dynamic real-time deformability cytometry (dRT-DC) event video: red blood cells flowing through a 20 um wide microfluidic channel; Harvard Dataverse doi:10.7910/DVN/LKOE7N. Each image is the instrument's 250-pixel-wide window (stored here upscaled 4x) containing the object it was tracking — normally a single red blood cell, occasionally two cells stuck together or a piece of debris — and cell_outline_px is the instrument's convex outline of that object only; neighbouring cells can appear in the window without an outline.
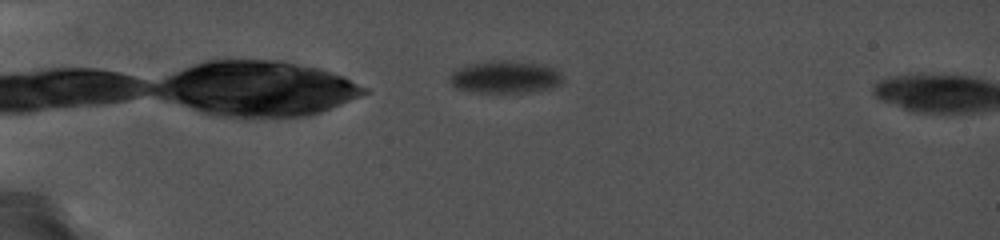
{"species": "common noctule bat (a hibernating species)", "species_latin": "Nyctalus noctula", "temperature_condition": "cold", "stored_images_in_passage": 13, "camera_frame_rate_fps": 5000, "um_per_image_px": 0.085, "animal": {"sex": "female", "body_mass_g": 19.0, "forearm_length_mm": 56.7}, "frame": {"image": 1, "passage_image": 8, "time_ms": 1.4, "image_size_px": [1000, 240], "cell_outline_px": [[564, 84], [548, 88], [512, 92], [488, 92], [456, 88], [448, 80], [448, 76], [452, 68], [464, 64], [488, 60], [516, 60], [544, 64], [556, 68], [564, 76]], "centroid_in_image_um": [42.92, 6.48], "position_along_channel_um": 42.1, "area_um2": 21.85}}